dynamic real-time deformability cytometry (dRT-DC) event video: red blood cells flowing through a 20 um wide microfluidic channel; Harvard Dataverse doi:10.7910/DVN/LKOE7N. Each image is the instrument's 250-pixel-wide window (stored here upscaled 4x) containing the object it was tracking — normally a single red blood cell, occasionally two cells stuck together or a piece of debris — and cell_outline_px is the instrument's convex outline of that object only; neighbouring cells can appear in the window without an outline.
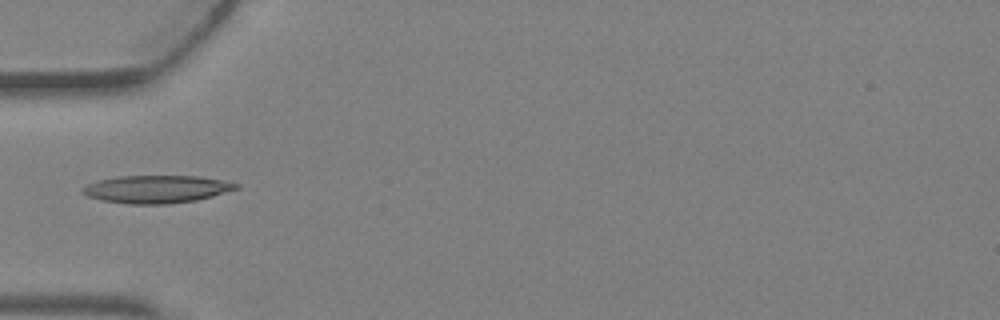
{"species": "Egyptian fruit bat (a non-hibernating species)", "species_latin": "Rousettus aegyptiacus", "temperature_condition": "warm", "stored_images_in_passage": 4, "camera_frame_rate_fps": 3000, "um_per_image_px": 0.085, "animal": {"sex": "female"}, "frame": {"image": 1, "passage_image": 4, "time_ms": 1.0, "image_size_px": [1000, 320], "cell_outline_px": [[240, 188], [212, 196], [196, 200], [168, 204], [128, 204], [100, 200], [88, 196], [80, 192], [80, 188], [88, 184], [100, 180], [120, 176], [200, 176], [224, 180], [240, 184]], "centroid_in_image_um": [13.32, 16.08], "position_along_channel_um": 71.7, "area_um2": 24.91}}